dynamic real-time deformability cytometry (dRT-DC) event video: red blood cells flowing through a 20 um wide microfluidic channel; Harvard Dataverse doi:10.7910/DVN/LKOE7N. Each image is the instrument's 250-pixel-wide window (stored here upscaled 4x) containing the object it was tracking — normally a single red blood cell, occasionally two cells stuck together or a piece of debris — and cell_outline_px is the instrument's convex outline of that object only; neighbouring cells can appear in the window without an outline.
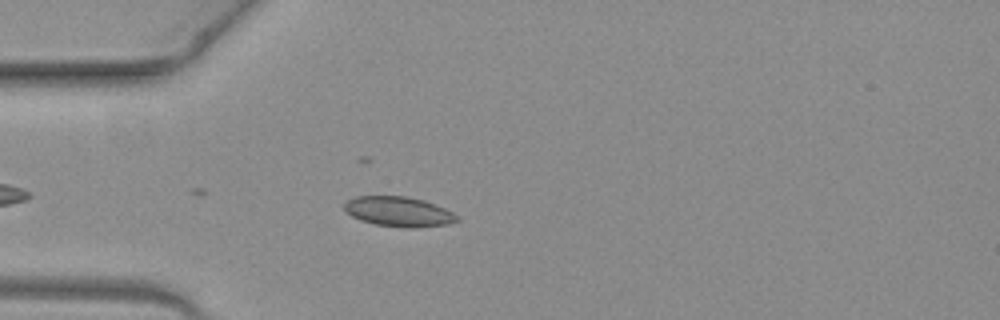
{"species": "common noctule bat (a hibernating species)", "species_latin": "Nyctalus noctula", "temperature_condition": "warm", "stored_images_in_passage": 17, "camera_frame_rate_fps": 3000, "um_per_image_px": 0.085, "animal": {"sex": "female", "body_mass_g": 19.3, "forearm_length_mm": 54.1}, "frame": {"image": 1, "passage_image": 7, "time_ms": 2.0, "image_size_px": [1000, 320], "cell_outline_px": [[460, 220], [448, 224], [416, 228], [408, 228], [376, 224], [360, 220], [344, 212], [344, 204], [348, 200], [356, 196], [404, 196], [424, 200], [444, 208], [460, 216]], "centroid_in_image_um": [33.9, 17.99], "position_along_channel_um": 51.1, "area_um2": 19.71}}